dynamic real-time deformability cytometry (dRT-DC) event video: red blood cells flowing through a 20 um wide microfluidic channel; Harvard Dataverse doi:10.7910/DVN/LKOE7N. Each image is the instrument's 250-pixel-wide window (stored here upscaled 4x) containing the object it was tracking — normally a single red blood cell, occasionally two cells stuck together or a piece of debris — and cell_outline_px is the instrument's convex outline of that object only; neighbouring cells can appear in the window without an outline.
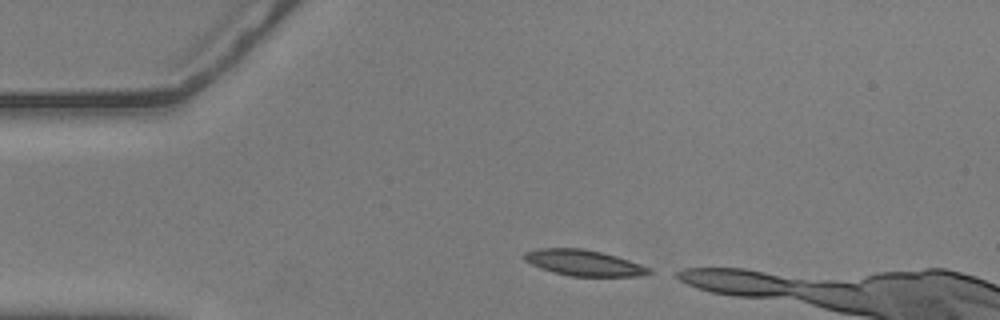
{"species": "common noctule bat (a hibernating species)", "species_latin": "Nyctalus noctula", "temperature_condition": "warm", "stored_images_in_passage": 9, "camera_frame_rate_fps": 3000, "um_per_image_px": 0.085, "animal": {"sex": "male", "body_mass_g": 20.5, "forearm_length_mm": 52.5}, "frame": {"image": 1, "passage_image": 1, "time_ms": 0.0, "image_size_px": [1000, 320], "cell_outline_px": [[652, 272], [644, 276], [572, 276], [552, 272], [540, 268], [524, 260], [524, 252], [540, 248], [580, 248], [600, 252], [616, 256], [652, 268]], "centroid_in_image_um": [49.63, 22.34], "position_along_channel_um": 35.4, "area_um2": 18.73}}
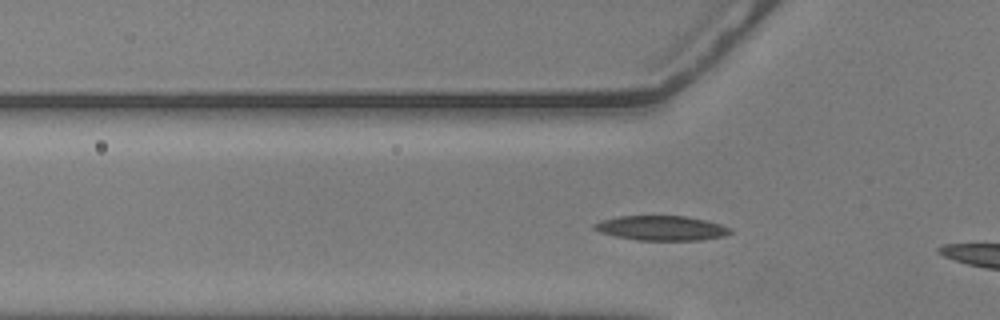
{"frame": {"image": 2, "passage_image": 7, "time_ms": 2.0, "image_size_px": [1000, 320], "cell_outline_px": [[732, 232], [724, 236], [700, 240], [636, 240], [616, 236], [600, 232], [592, 228], [592, 224], [604, 220], [620, 216], [688, 216], [720, 224], [732, 228]], "centroid_in_image_um": [56.24, 19.39], "position_along_channel_um": 69.6, "area_um2": 19.48}}